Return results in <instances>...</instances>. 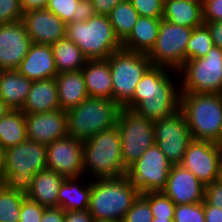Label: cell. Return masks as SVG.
<instances>
[{"label": "cell", "mask_w": 222, "mask_h": 222, "mask_svg": "<svg viewBox=\"0 0 222 222\" xmlns=\"http://www.w3.org/2000/svg\"><path fill=\"white\" fill-rule=\"evenodd\" d=\"M65 179L53 170L47 168L41 170L34 175L31 189L26 197L46 208L58 207V194Z\"/></svg>", "instance_id": "cell-23"}, {"label": "cell", "mask_w": 222, "mask_h": 222, "mask_svg": "<svg viewBox=\"0 0 222 222\" xmlns=\"http://www.w3.org/2000/svg\"><path fill=\"white\" fill-rule=\"evenodd\" d=\"M32 44L23 22L0 25V71L17 70Z\"/></svg>", "instance_id": "cell-17"}, {"label": "cell", "mask_w": 222, "mask_h": 222, "mask_svg": "<svg viewBox=\"0 0 222 222\" xmlns=\"http://www.w3.org/2000/svg\"><path fill=\"white\" fill-rule=\"evenodd\" d=\"M162 19L189 28L200 27L204 24L202 0H164Z\"/></svg>", "instance_id": "cell-25"}, {"label": "cell", "mask_w": 222, "mask_h": 222, "mask_svg": "<svg viewBox=\"0 0 222 222\" xmlns=\"http://www.w3.org/2000/svg\"><path fill=\"white\" fill-rule=\"evenodd\" d=\"M120 132L116 126L84 140L83 170L93 179L118 178L127 173L122 159Z\"/></svg>", "instance_id": "cell-5"}, {"label": "cell", "mask_w": 222, "mask_h": 222, "mask_svg": "<svg viewBox=\"0 0 222 222\" xmlns=\"http://www.w3.org/2000/svg\"><path fill=\"white\" fill-rule=\"evenodd\" d=\"M193 28L161 19L155 45L147 54L152 65L178 71L186 61V49Z\"/></svg>", "instance_id": "cell-11"}, {"label": "cell", "mask_w": 222, "mask_h": 222, "mask_svg": "<svg viewBox=\"0 0 222 222\" xmlns=\"http://www.w3.org/2000/svg\"><path fill=\"white\" fill-rule=\"evenodd\" d=\"M162 18L139 16L122 49L148 54L155 45Z\"/></svg>", "instance_id": "cell-27"}, {"label": "cell", "mask_w": 222, "mask_h": 222, "mask_svg": "<svg viewBox=\"0 0 222 222\" xmlns=\"http://www.w3.org/2000/svg\"><path fill=\"white\" fill-rule=\"evenodd\" d=\"M204 200L222 210V185L218 181L205 186Z\"/></svg>", "instance_id": "cell-42"}, {"label": "cell", "mask_w": 222, "mask_h": 222, "mask_svg": "<svg viewBox=\"0 0 222 222\" xmlns=\"http://www.w3.org/2000/svg\"><path fill=\"white\" fill-rule=\"evenodd\" d=\"M17 71L32 81L55 78L58 72L51 45L32 43Z\"/></svg>", "instance_id": "cell-20"}, {"label": "cell", "mask_w": 222, "mask_h": 222, "mask_svg": "<svg viewBox=\"0 0 222 222\" xmlns=\"http://www.w3.org/2000/svg\"><path fill=\"white\" fill-rule=\"evenodd\" d=\"M60 109L55 78L33 81L22 108L24 114L51 112Z\"/></svg>", "instance_id": "cell-22"}, {"label": "cell", "mask_w": 222, "mask_h": 222, "mask_svg": "<svg viewBox=\"0 0 222 222\" xmlns=\"http://www.w3.org/2000/svg\"><path fill=\"white\" fill-rule=\"evenodd\" d=\"M93 222H123L121 220H93Z\"/></svg>", "instance_id": "cell-52"}, {"label": "cell", "mask_w": 222, "mask_h": 222, "mask_svg": "<svg viewBox=\"0 0 222 222\" xmlns=\"http://www.w3.org/2000/svg\"><path fill=\"white\" fill-rule=\"evenodd\" d=\"M94 218L87 210L65 211L64 222H93Z\"/></svg>", "instance_id": "cell-46"}, {"label": "cell", "mask_w": 222, "mask_h": 222, "mask_svg": "<svg viewBox=\"0 0 222 222\" xmlns=\"http://www.w3.org/2000/svg\"><path fill=\"white\" fill-rule=\"evenodd\" d=\"M81 70L89 97L112 100L113 83L108 59H87Z\"/></svg>", "instance_id": "cell-21"}, {"label": "cell", "mask_w": 222, "mask_h": 222, "mask_svg": "<svg viewBox=\"0 0 222 222\" xmlns=\"http://www.w3.org/2000/svg\"><path fill=\"white\" fill-rule=\"evenodd\" d=\"M117 38L122 43L131 33L139 17L129 0L117 4L108 15Z\"/></svg>", "instance_id": "cell-31"}, {"label": "cell", "mask_w": 222, "mask_h": 222, "mask_svg": "<svg viewBox=\"0 0 222 222\" xmlns=\"http://www.w3.org/2000/svg\"><path fill=\"white\" fill-rule=\"evenodd\" d=\"M121 107L107 98L88 97L66 111L68 135L86 140L117 125Z\"/></svg>", "instance_id": "cell-7"}, {"label": "cell", "mask_w": 222, "mask_h": 222, "mask_svg": "<svg viewBox=\"0 0 222 222\" xmlns=\"http://www.w3.org/2000/svg\"><path fill=\"white\" fill-rule=\"evenodd\" d=\"M65 211L61 207L45 208L40 222H64Z\"/></svg>", "instance_id": "cell-47"}, {"label": "cell", "mask_w": 222, "mask_h": 222, "mask_svg": "<svg viewBox=\"0 0 222 222\" xmlns=\"http://www.w3.org/2000/svg\"><path fill=\"white\" fill-rule=\"evenodd\" d=\"M113 83L112 100L123 108L132 98L137 83L152 65L145 53L120 49L108 58Z\"/></svg>", "instance_id": "cell-8"}, {"label": "cell", "mask_w": 222, "mask_h": 222, "mask_svg": "<svg viewBox=\"0 0 222 222\" xmlns=\"http://www.w3.org/2000/svg\"><path fill=\"white\" fill-rule=\"evenodd\" d=\"M117 127L120 132L123 163L128 169L155 144L154 121L132 109L121 108Z\"/></svg>", "instance_id": "cell-10"}, {"label": "cell", "mask_w": 222, "mask_h": 222, "mask_svg": "<svg viewBox=\"0 0 222 222\" xmlns=\"http://www.w3.org/2000/svg\"><path fill=\"white\" fill-rule=\"evenodd\" d=\"M213 45L210 32L204 24L193 28L186 49V61L205 57Z\"/></svg>", "instance_id": "cell-33"}, {"label": "cell", "mask_w": 222, "mask_h": 222, "mask_svg": "<svg viewBox=\"0 0 222 222\" xmlns=\"http://www.w3.org/2000/svg\"><path fill=\"white\" fill-rule=\"evenodd\" d=\"M45 208L26 197L22 202L19 222H40Z\"/></svg>", "instance_id": "cell-40"}, {"label": "cell", "mask_w": 222, "mask_h": 222, "mask_svg": "<svg viewBox=\"0 0 222 222\" xmlns=\"http://www.w3.org/2000/svg\"><path fill=\"white\" fill-rule=\"evenodd\" d=\"M21 21L34 44L52 45L66 37V24L47 8L23 12Z\"/></svg>", "instance_id": "cell-16"}, {"label": "cell", "mask_w": 222, "mask_h": 222, "mask_svg": "<svg viewBox=\"0 0 222 222\" xmlns=\"http://www.w3.org/2000/svg\"><path fill=\"white\" fill-rule=\"evenodd\" d=\"M32 82L17 70L0 71V99L10 110H22Z\"/></svg>", "instance_id": "cell-24"}, {"label": "cell", "mask_w": 222, "mask_h": 222, "mask_svg": "<svg viewBox=\"0 0 222 222\" xmlns=\"http://www.w3.org/2000/svg\"><path fill=\"white\" fill-rule=\"evenodd\" d=\"M125 0H91L96 15L108 16L112 9Z\"/></svg>", "instance_id": "cell-44"}, {"label": "cell", "mask_w": 222, "mask_h": 222, "mask_svg": "<svg viewBox=\"0 0 222 222\" xmlns=\"http://www.w3.org/2000/svg\"><path fill=\"white\" fill-rule=\"evenodd\" d=\"M49 0H21V9L23 12L35 9H46Z\"/></svg>", "instance_id": "cell-49"}, {"label": "cell", "mask_w": 222, "mask_h": 222, "mask_svg": "<svg viewBox=\"0 0 222 222\" xmlns=\"http://www.w3.org/2000/svg\"><path fill=\"white\" fill-rule=\"evenodd\" d=\"M180 164L205 186L217 182L222 164V144L193 139Z\"/></svg>", "instance_id": "cell-14"}, {"label": "cell", "mask_w": 222, "mask_h": 222, "mask_svg": "<svg viewBox=\"0 0 222 222\" xmlns=\"http://www.w3.org/2000/svg\"><path fill=\"white\" fill-rule=\"evenodd\" d=\"M152 222H174V218H153Z\"/></svg>", "instance_id": "cell-51"}, {"label": "cell", "mask_w": 222, "mask_h": 222, "mask_svg": "<svg viewBox=\"0 0 222 222\" xmlns=\"http://www.w3.org/2000/svg\"><path fill=\"white\" fill-rule=\"evenodd\" d=\"M139 16L162 18L164 0H129Z\"/></svg>", "instance_id": "cell-38"}, {"label": "cell", "mask_w": 222, "mask_h": 222, "mask_svg": "<svg viewBox=\"0 0 222 222\" xmlns=\"http://www.w3.org/2000/svg\"><path fill=\"white\" fill-rule=\"evenodd\" d=\"M26 196L9 191L0 184V222H19Z\"/></svg>", "instance_id": "cell-32"}, {"label": "cell", "mask_w": 222, "mask_h": 222, "mask_svg": "<svg viewBox=\"0 0 222 222\" xmlns=\"http://www.w3.org/2000/svg\"><path fill=\"white\" fill-rule=\"evenodd\" d=\"M174 222H205L203 202L176 205Z\"/></svg>", "instance_id": "cell-35"}, {"label": "cell", "mask_w": 222, "mask_h": 222, "mask_svg": "<svg viewBox=\"0 0 222 222\" xmlns=\"http://www.w3.org/2000/svg\"><path fill=\"white\" fill-rule=\"evenodd\" d=\"M139 195L126 175L93 179L88 211L95 220L122 221Z\"/></svg>", "instance_id": "cell-4"}, {"label": "cell", "mask_w": 222, "mask_h": 222, "mask_svg": "<svg viewBox=\"0 0 222 222\" xmlns=\"http://www.w3.org/2000/svg\"><path fill=\"white\" fill-rule=\"evenodd\" d=\"M162 192L175 205L195 204L204 201L205 185L181 164L172 165Z\"/></svg>", "instance_id": "cell-18"}, {"label": "cell", "mask_w": 222, "mask_h": 222, "mask_svg": "<svg viewBox=\"0 0 222 222\" xmlns=\"http://www.w3.org/2000/svg\"><path fill=\"white\" fill-rule=\"evenodd\" d=\"M205 222H222V210L203 201Z\"/></svg>", "instance_id": "cell-48"}, {"label": "cell", "mask_w": 222, "mask_h": 222, "mask_svg": "<svg viewBox=\"0 0 222 222\" xmlns=\"http://www.w3.org/2000/svg\"><path fill=\"white\" fill-rule=\"evenodd\" d=\"M84 141L67 135L47 145V169L64 178L83 176Z\"/></svg>", "instance_id": "cell-15"}, {"label": "cell", "mask_w": 222, "mask_h": 222, "mask_svg": "<svg viewBox=\"0 0 222 222\" xmlns=\"http://www.w3.org/2000/svg\"><path fill=\"white\" fill-rule=\"evenodd\" d=\"M217 181L222 185V164H221V167H220V173H219Z\"/></svg>", "instance_id": "cell-53"}, {"label": "cell", "mask_w": 222, "mask_h": 222, "mask_svg": "<svg viewBox=\"0 0 222 222\" xmlns=\"http://www.w3.org/2000/svg\"><path fill=\"white\" fill-rule=\"evenodd\" d=\"M27 139L43 145L68 135L66 111L61 108L51 112L25 114Z\"/></svg>", "instance_id": "cell-19"}, {"label": "cell", "mask_w": 222, "mask_h": 222, "mask_svg": "<svg viewBox=\"0 0 222 222\" xmlns=\"http://www.w3.org/2000/svg\"><path fill=\"white\" fill-rule=\"evenodd\" d=\"M80 177L66 178L58 194V207L64 211L87 210L91 196V182L81 183ZM81 185H79V184Z\"/></svg>", "instance_id": "cell-28"}, {"label": "cell", "mask_w": 222, "mask_h": 222, "mask_svg": "<svg viewBox=\"0 0 222 222\" xmlns=\"http://www.w3.org/2000/svg\"><path fill=\"white\" fill-rule=\"evenodd\" d=\"M66 37L81 49L87 59H107L113 52L122 49V43L106 15L66 24Z\"/></svg>", "instance_id": "cell-6"}, {"label": "cell", "mask_w": 222, "mask_h": 222, "mask_svg": "<svg viewBox=\"0 0 222 222\" xmlns=\"http://www.w3.org/2000/svg\"><path fill=\"white\" fill-rule=\"evenodd\" d=\"M22 15L20 0H0V25L20 21Z\"/></svg>", "instance_id": "cell-39"}, {"label": "cell", "mask_w": 222, "mask_h": 222, "mask_svg": "<svg viewBox=\"0 0 222 222\" xmlns=\"http://www.w3.org/2000/svg\"><path fill=\"white\" fill-rule=\"evenodd\" d=\"M172 165L154 144L128 168L126 176L140 194L158 192L165 188Z\"/></svg>", "instance_id": "cell-12"}, {"label": "cell", "mask_w": 222, "mask_h": 222, "mask_svg": "<svg viewBox=\"0 0 222 222\" xmlns=\"http://www.w3.org/2000/svg\"><path fill=\"white\" fill-rule=\"evenodd\" d=\"M177 73L181 92L222 94V49L213 45L205 57L185 61Z\"/></svg>", "instance_id": "cell-9"}, {"label": "cell", "mask_w": 222, "mask_h": 222, "mask_svg": "<svg viewBox=\"0 0 222 222\" xmlns=\"http://www.w3.org/2000/svg\"><path fill=\"white\" fill-rule=\"evenodd\" d=\"M10 109L6 104L0 99V118H2Z\"/></svg>", "instance_id": "cell-50"}, {"label": "cell", "mask_w": 222, "mask_h": 222, "mask_svg": "<svg viewBox=\"0 0 222 222\" xmlns=\"http://www.w3.org/2000/svg\"><path fill=\"white\" fill-rule=\"evenodd\" d=\"M150 205L153 218H174L175 203L162 191L141 194Z\"/></svg>", "instance_id": "cell-34"}, {"label": "cell", "mask_w": 222, "mask_h": 222, "mask_svg": "<svg viewBox=\"0 0 222 222\" xmlns=\"http://www.w3.org/2000/svg\"><path fill=\"white\" fill-rule=\"evenodd\" d=\"M149 202L140 194L123 218V222H152Z\"/></svg>", "instance_id": "cell-37"}, {"label": "cell", "mask_w": 222, "mask_h": 222, "mask_svg": "<svg viewBox=\"0 0 222 222\" xmlns=\"http://www.w3.org/2000/svg\"><path fill=\"white\" fill-rule=\"evenodd\" d=\"M80 0H49L47 9L55 13L65 24L77 17V4Z\"/></svg>", "instance_id": "cell-36"}, {"label": "cell", "mask_w": 222, "mask_h": 222, "mask_svg": "<svg viewBox=\"0 0 222 222\" xmlns=\"http://www.w3.org/2000/svg\"><path fill=\"white\" fill-rule=\"evenodd\" d=\"M51 48L58 74L81 70L87 61L81 49L67 37L52 44Z\"/></svg>", "instance_id": "cell-30"}, {"label": "cell", "mask_w": 222, "mask_h": 222, "mask_svg": "<svg viewBox=\"0 0 222 222\" xmlns=\"http://www.w3.org/2000/svg\"><path fill=\"white\" fill-rule=\"evenodd\" d=\"M208 28L213 44L222 49V21L204 22Z\"/></svg>", "instance_id": "cell-45"}, {"label": "cell", "mask_w": 222, "mask_h": 222, "mask_svg": "<svg viewBox=\"0 0 222 222\" xmlns=\"http://www.w3.org/2000/svg\"><path fill=\"white\" fill-rule=\"evenodd\" d=\"M170 70L178 72L151 65L137 83L133 98L123 108L132 109L152 121L177 113L180 110L181 90L173 85Z\"/></svg>", "instance_id": "cell-1"}, {"label": "cell", "mask_w": 222, "mask_h": 222, "mask_svg": "<svg viewBox=\"0 0 222 222\" xmlns=\"http://www.w3.org/2000/svg\"><path fill=\"white\" fill-rule=\"evenodd\" d=\"M1 160H2V151L0 150V174H1Z\"/></svg>", "instance_id": "cell-54"}, {"label": "cell", "mask_w": 222, "mask_h": 222, "mask_svg": "<svg viewBox=\"0 0 222 222\" xmlns=\"http://www.w3.org/2000/svg\"><path fill=\"white\" fill-rule=\"evenodd\" d=\"M77 17L73 22L87 21L96 15L91 0H80L77 4Z\"/></svg>", "instance_id": "cell-43"}, {"label": "cell", "mask_w": 222, "mask_h": 222, "mask_svg": "<svg viewBox=\"0 0 222 222\" xmlns=\"http://www.w3.org/2000/svg\"><path fill=\"white\" fill-rule=\"evenodd\" d=\"M55 82L60 108L64 111L78 106L89 97L82 70L59 73Z\"/></svg>", "instance_id": "cell-26"}, {"label": "cell", "mask_w": 222, "mask_h": 222, "mask_svg": "<svg viewBox=\"0 0 222 222\" xmlns=\"http://www.w3.org/2000/svg\"><path fill=\"white\" fill-rule=\"evenodd\" d=\"M47 168V146L25 140L2 152L0 184L9 191L28 195L34 175Z\"/></svg>", "instance_id": "cell-2"}, {"label": "cell", "mask_w": 222, "mask_h": 222, "mask_svg": "<svg viewBox=\"0 0 222 222\" xmlns=\"http://www.w3.org/2000/svg\"><path fill=\"white\" fill-rule=\"evenodd\" d=\"M154 137L155 144L173 165L182 162L184 153L193 140L186 118L180 110L154 121Z\"/></svg>", "instance_id": "cell-13"}, {"label": "cell", "mask_w": 222, "mask_h": 222, "mask_svg": "<svg viewBox=\"0 0 222 222\" xmlns=\"http://www.w3.org/2000/svg\"><path fill=\"white\" fill-rule=\"evenodd\" d=\"M203 22L222 21V0H202Z\"/></svg>", "instance_id": "cell-41"}, {"label": "cell", "mask_w": 222, "mask_h": 222, "mask_svg": "<svg viewBox=\"0 0 222 222\" xmlns=\"http://www.w3.org/2000/svg\"><path fill=\"white\" fill-rule=\"evenodd\" d=\"M180 111L193 139L222 144V94L181 92Z\"/></svg>", "instance_id": "cell-3"}, {"label": "cell", "mask_w": 222, "mask_h": 222, "mask_svg": "<svg viewBox=\"0 0 222 222\" xmlns=\"http://www.w3.org/2000/svg\"><path fill=\"white\" fill-rule=\"evenodd\" d=\"M27 140L25 114L21 110H9L0 118V150L15 147Z\"/></svg>", "instance_id": "cell-29"}]
</instances>
